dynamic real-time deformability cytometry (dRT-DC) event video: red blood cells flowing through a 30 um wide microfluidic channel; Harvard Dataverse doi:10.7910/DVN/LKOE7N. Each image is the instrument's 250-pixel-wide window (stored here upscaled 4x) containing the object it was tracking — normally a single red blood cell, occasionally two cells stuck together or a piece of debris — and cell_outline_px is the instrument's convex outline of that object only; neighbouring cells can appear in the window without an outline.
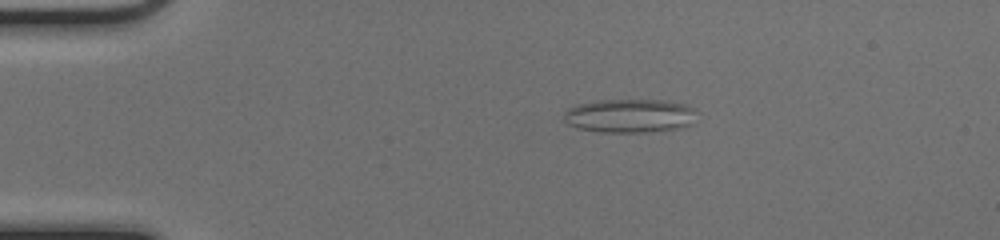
{"species": "common noctule bat (a hibernating species)", "species_latin": "Nyctalus noctula", "temperature_condition": "cold", "stored_images_in_passage": 43, "camera_frame_rate_fps": 3000, "um_per_image_px": 0.085, "animal": {"sex": "female", "body_mass_g": 17.0, "forearm_length_mm": 48.0}, "frame": {"image": 1, "passage_image": 2, "time_ms": 0.333, "image_size_px": [1000, 240], "cell_outline_px": [[696, 108], [692, 124], [680, 128], [648, 132], [600, 132], [576, 128], [568, 124], [564, 120], [564, 108], [576, 104], [596, 100], [664, 100], [688, 104]], "centroid_in_image_um": [53.5, 9.83], "position_along_channel_um": 31.5, "area_um2": 26.59}}
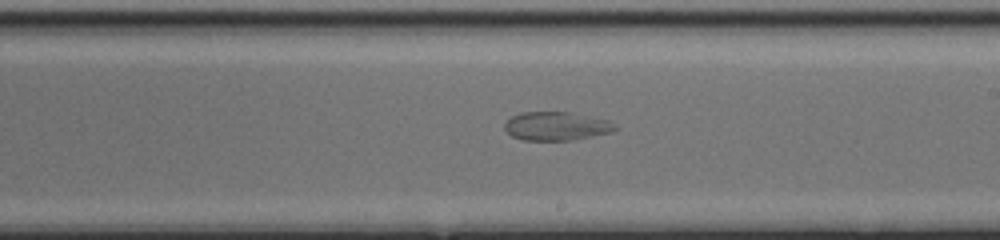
{"frame": {"image": 2, "passage_image": 22, "time_ms": 7.0, "image_size_px": [1000, 240], "cell_outline_px": [[616, 128], [612, 132], [592, 136], [568, 140], [520, 140], [512, 136], [504, 128], [504, 124], [512, 116], [520, 112], [572, 112], [608, 120], [616, 124]], "centroid_in_image_um": [47.28, 10.71], "position_along_channel_um": 241.7, "area_um2": 18.38}}
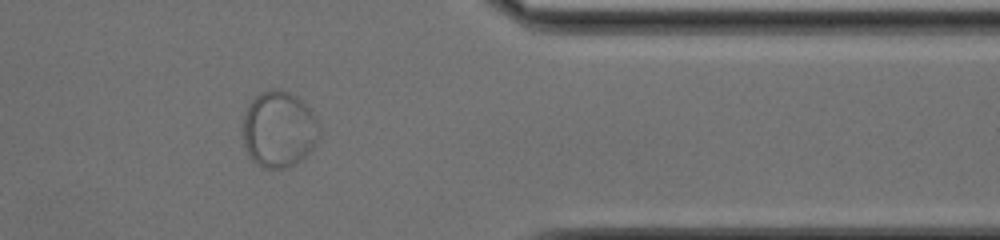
{"frame": {"image": 3, "passage_image": 34, "time_ms": 11.0, "image_size_px": [1000, 240], "cell_outline_px": [[320, 132], [316, 144], [300, 160], [288, 168], [264, 168], [256, 164], [248, 156], [244, 148], [244, 112], [248, 104], [260, 92], [272, 88], [280, 88], [296, 96], [316, 116]], "centroid_in_image_um": [23.69, 10.99], "position_along_channel_um": 387.7, "area_um2": 34.1}}